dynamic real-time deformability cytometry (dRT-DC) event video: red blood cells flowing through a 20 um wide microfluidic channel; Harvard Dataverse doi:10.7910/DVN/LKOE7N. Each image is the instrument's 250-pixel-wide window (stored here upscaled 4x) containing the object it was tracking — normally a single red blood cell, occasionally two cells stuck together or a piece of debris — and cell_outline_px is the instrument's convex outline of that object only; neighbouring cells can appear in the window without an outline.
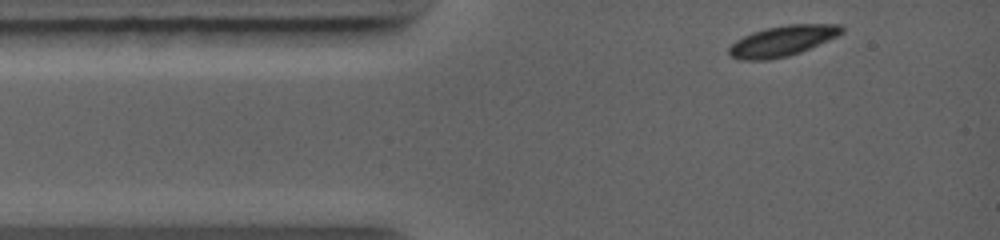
{"species": "common noctule bat (a hibernating species)", "species_latin": "Nyctalus noctula", "temperature_condition": "warm", "stored_images_in_passage": 6, "camera_frame_rate_fps": 5000, "um_per_image_px": 0.085, "animal": {"sex": "female", "body_mass_g": 19.0, "forearm_length_mm": 56.7}, "frame": {"image": 1, "passage_image": 1, "time_ms": 0.0, "image_size_px": [1000, 240], "cell_outline_px": [[844, 32], [828, 40], [800, 52], [788, 56], [768, 60], [736, 60], [728, 52], [728, 48], [736, 40], [752, 32], [764, 28], [788, 24], [840, 24], [844, 28]], "centroid_in_image_um": [66.49, 3.47], "position_along_channel_um": 18.5, "area_um2": 20.06}}
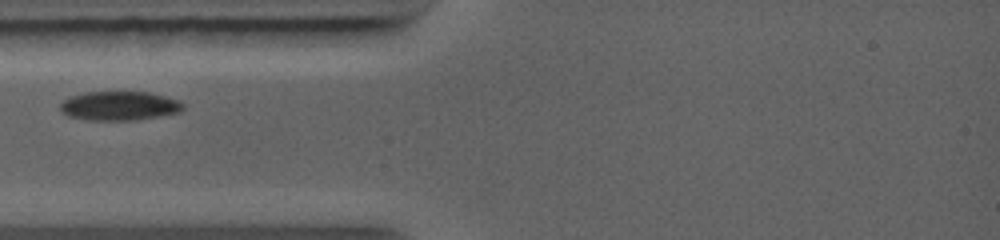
{"frame": {"image": 2, "passage_image": 4, "time_ms": 2.0, "image_size_px": [1000, 240], "cell_outline_px": [[184, 108], [180, 112], [132, 120], [92, 120], [68, 116], [60, 108], [60, 104], [64, 100], [72, 96], [84, 92], [148, 92], [180, 100], [184, 104]], "centroid_in_image_um": [10.17, 8.99], "position_along_channel_um": 74.8, "area_um2": 20.58}}
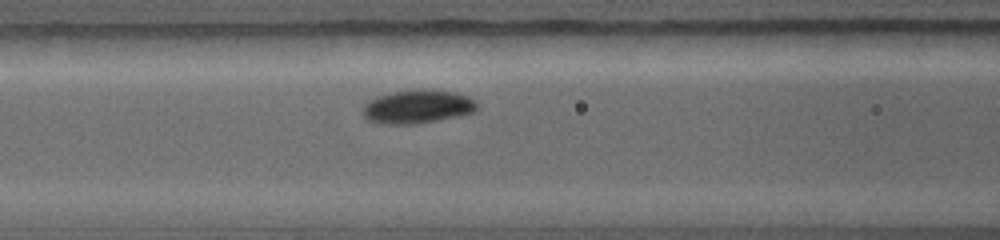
{"frame": {"image": 3, "passage_image": 6, "time_ms": 3.2, "image_size_px": [1000, 240], "cell_outline_px": [[476, 112], [416, 124], [380, 124], [368, 120], [364, 116], [364, 104], [368, 100], [376, 96], [392, 92], [452, 92], [468, 96], [476, 100]], "centroid_in_image_um": [35.45, 9.11], "position_along_channel_um": 131.1, "area_um2": 21.5}}